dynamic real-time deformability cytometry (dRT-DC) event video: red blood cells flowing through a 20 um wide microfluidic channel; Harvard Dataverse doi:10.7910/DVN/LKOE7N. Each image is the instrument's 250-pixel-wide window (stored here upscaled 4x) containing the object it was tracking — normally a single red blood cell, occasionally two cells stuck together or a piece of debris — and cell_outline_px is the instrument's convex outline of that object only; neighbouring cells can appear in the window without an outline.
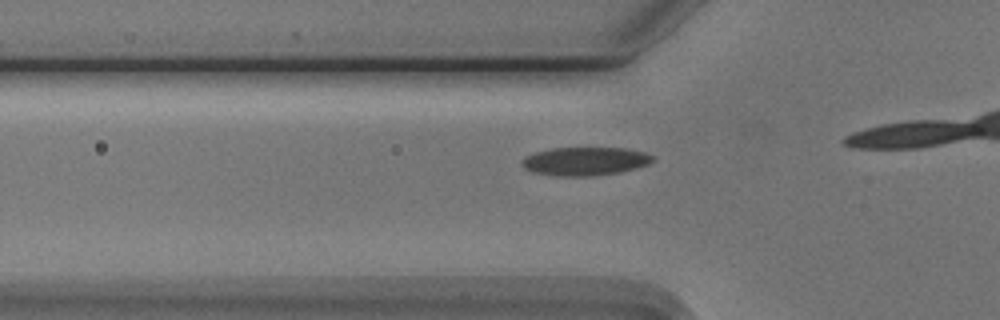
{"species": "Egyptian fruit bat (a non-hibernating species)", "species_latin": "Rousettus aegyptiacus", "temperature_condition": "cold", "stored_images_in_passage": 15, "camera_frame_rate_fps": 3000, "um_per_image_px": 0.085, "animal": {"sex": "male"}, "frame": {"image": 1, "passage_image": 10, "time_ms": 3.0, "image_size_px": [1000, 320], "cell_outline_px": [[652, 160], [648, 164], [636, 168], [620, 172], [592, 176], [556, 176], [532, 172], [524, 168], [520, 164], [520, 160], [524, 156], [536, 152], [552, 148], [624, 148], [644, 152], [652, 156]], "centroid_in_image_um": [49.66, 13.71], "position_along_channel_um": 76.1, "area_um2": 21.68}}
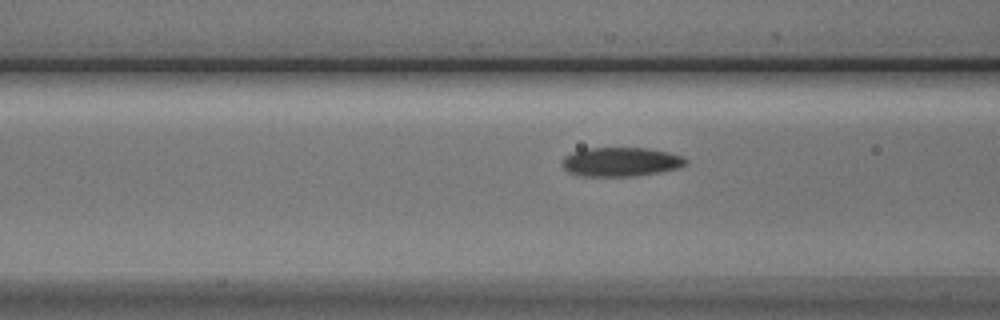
{"frame": {"image": 2, "passage_image": 13, "time_ms": 4.0, "image_size_px": [1000, 320], "cell_outline_px": [[688, 164], [680, 168], [660, 172], [632, 176], [580, 176], [568, 172], [560, 164], [560, 160], [564, 156], [572, 152], [584, 148], [648, 148], [668, 152], [680, 156], [688, 160]], "centroid_in_image_um": [52.74, 13.76], "position_along_channel_um": 113.9, "area_um2": 21.21}}